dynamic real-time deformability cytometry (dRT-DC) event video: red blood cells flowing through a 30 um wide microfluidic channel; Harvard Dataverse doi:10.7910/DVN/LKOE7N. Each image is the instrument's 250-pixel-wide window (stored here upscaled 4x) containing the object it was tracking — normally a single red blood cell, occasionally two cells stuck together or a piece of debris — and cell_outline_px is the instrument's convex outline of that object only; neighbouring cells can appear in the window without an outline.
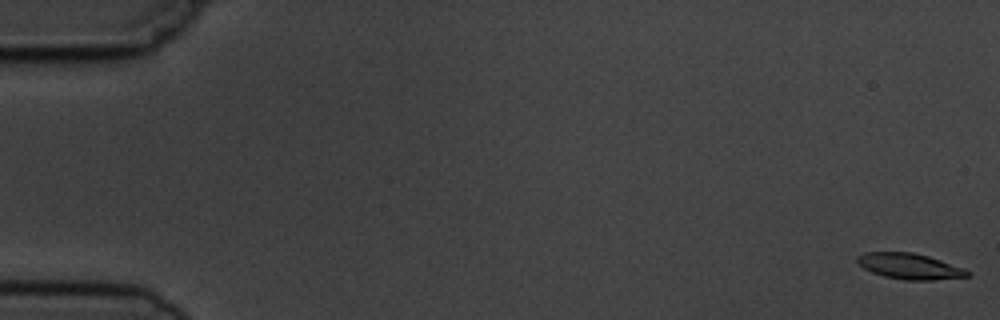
{"species": "common noctule bat (a hibernating species)", "species_latin": "Nyctalus noctula", "temperature_condition": "cold", "stored_images_in_passage": 6, "camera_frame_rate_fps": 3000, "um_per_image_px": 0.085, "animal": {"sex": "male", "body_mass_g": 19.5, "forearm_length_mm": 54.6}, "frame": {"image": 1, "passage_image": 1, "time_ms": 0.0, "image_size_px": [1000, 320], "cell_outline_px": [[972, 276], [932, 280], [904, 280], [884, 276], [872, 272], [864, 268], [856, 260], [856, 256], [864, 252], [912, 252], [928, 256], [964, 268], [972, 272]], "centroid_in_image_um": [77.34, 22.63], "position_along_channel_um": 7.7, "area_um2": 16.59}}
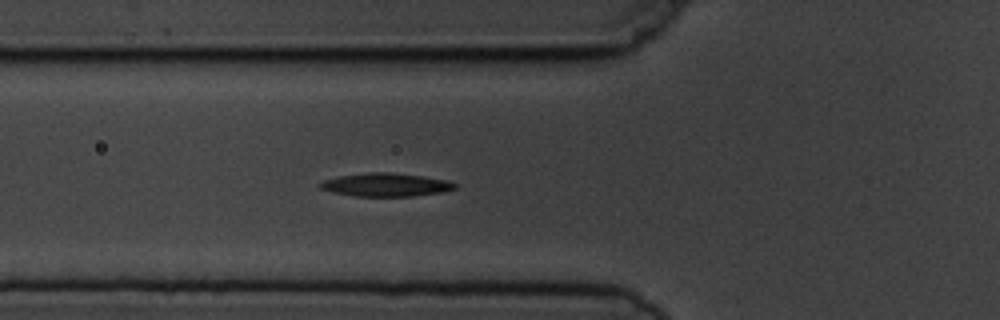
{"frame": {"image": 2, "passage_image": 6, "time_ms": 6.333, "image_size_px": [1000, 320], "cell_outline_px": [[456, 188], [444, 192], [412, 196], [356, 196], [332, 192], [320, 188], [320, 184], [324, 180], [340, 176], [372, 172], [388, 172], [424, 176], [448, 180], [456, 184]], "centroid_in_image_um": [32.84, 15.71], "position_along_channel_um": 93.0, "area_um2": 18.15}}